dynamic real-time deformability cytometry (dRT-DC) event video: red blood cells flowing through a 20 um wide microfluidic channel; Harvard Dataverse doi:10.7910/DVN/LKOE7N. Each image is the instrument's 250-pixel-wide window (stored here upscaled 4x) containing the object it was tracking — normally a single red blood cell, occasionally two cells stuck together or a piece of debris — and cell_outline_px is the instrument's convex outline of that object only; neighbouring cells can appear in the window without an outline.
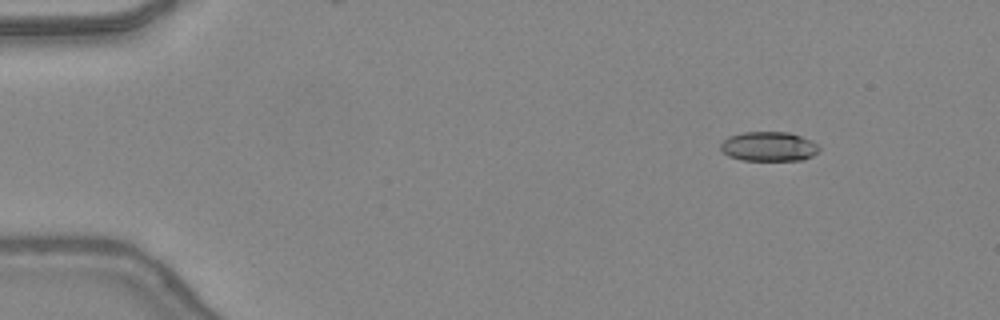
{"species": "common noctule bat (a hibernating species)", "species_latin": "Nyctalus noctula", "temperature_condition": "warm", "stored_images_in_passage": 34, "camera_frame_rate_fps": 3000, "um_per_image_px": 0.085, "animal": {"sex": "female", "body_mass_g": 24.6, "forearm_length_mm": 56.2}, "frame": {"image": 1, "passage_image": 1, "time_ms": 0.0, "image_size_px": [1000, 320], "cell_outline_px": [[820, 148], [812, 156], [804, 160], [744, 160], [728, 156], [720, 148], [720, 144], [728, 136], [744, 132], [788, 132], [800, 136], [816, 144]], "centroid_in_image_um": [65.32, 12.45], "position_along_channel_um": 19.7, "area_um2": 16.76}}
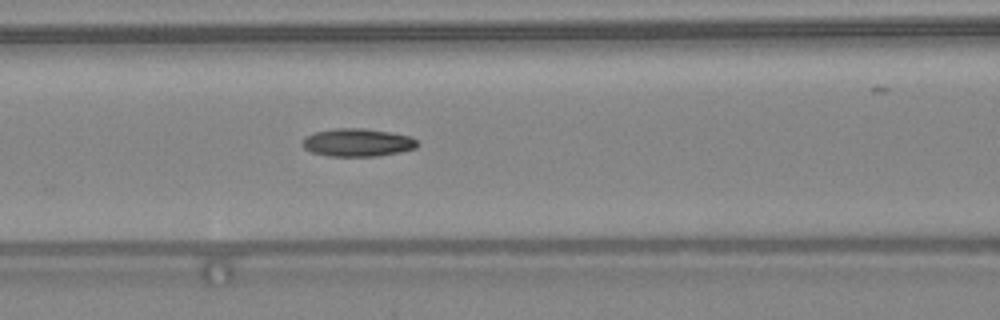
{"frame": {"image": 2, "passage_image": 16, "time_ms": 5.0, "image_size_px": [1000, 320], "cell_outline_px": [[420, 144], [416, 148], [400, 152], [376, 156], [328, 156], [312, 152], [304, 148], [304, 136], [316, 132], [336, 128], [364, 128], [392, 132], [408, 136], [416, 140]], "centroid_in_image_um": [30.41, 12.11], "position_along_channel_um": 136.2, "area_um2": 18.67}}
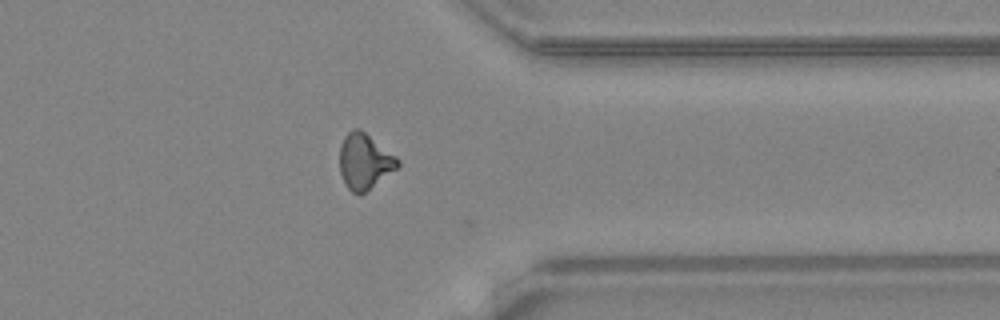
{"frame": {"image": 3, "passage_image": 33, "time_ms": 10.667, "image_size_px": [1000, 320], "cell_outline_px": [[400, 164], [396, 168], [364, 192], [352, 192], [344, 184], [340, 172], [340, 144], [344, 136], [352, 128], [360, 128], [396, 156], [400, 160]], "centroid_in_image_um": [30.96, 13.67], "position_along_channel_um": 380.4, "area_um2": 18.5}, "authors_computed_cell_mechanics": {"area_um2": 17.9758, "velocity_mm_per_s": 4.4262, "shape_relaxation_time_tau1_ms": 10.6395, "shape_relaxation_time_tau2_ms": 3.1441, "deformation_change_tau1": 0.2777, "deformation_change_tau2": 0.1131}}